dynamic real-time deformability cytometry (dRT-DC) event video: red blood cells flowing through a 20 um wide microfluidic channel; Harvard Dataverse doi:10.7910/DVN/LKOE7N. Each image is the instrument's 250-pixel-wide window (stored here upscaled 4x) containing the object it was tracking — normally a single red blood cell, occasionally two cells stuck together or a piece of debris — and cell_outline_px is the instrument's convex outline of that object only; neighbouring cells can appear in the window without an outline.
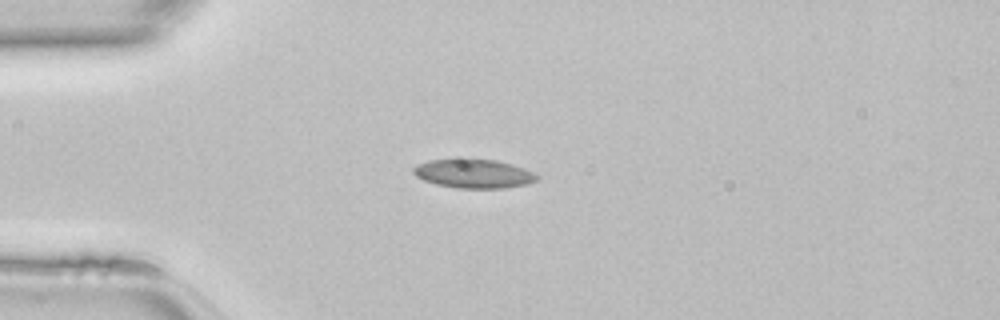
{"species": "common noctule bat (a hibernating species)", "species_latin": "Nyctalus noctula", "temperature_condition": "room temperature", "stored_images_in_passage": 36, "camera_frame_rate_fps": 3000, "um_per_image_px": 0.085, "animal": {"sex": "female", "body_mass_g": 22.7, "forearm_length_mm": 54.2}, "frame": {"image": 1, "passage_image": 1, "time_ms": 0.0, "image_size_px": [1000, 320], "cell_outline_px": [[540, 180], [528, 184], [504, 188], [456, 188], [436, 184], [424, 180], [416, 176], [412, 172], [412, 168], [416, 164], [428, 160], [464, 156], [468, 156], [496, 160], [512, 164], [524, 168], [540, 176]], "centroid_in_image_um": [40.25, 14.71], "position_along_channel_um": 44.8, "area_um2": 21.79}}
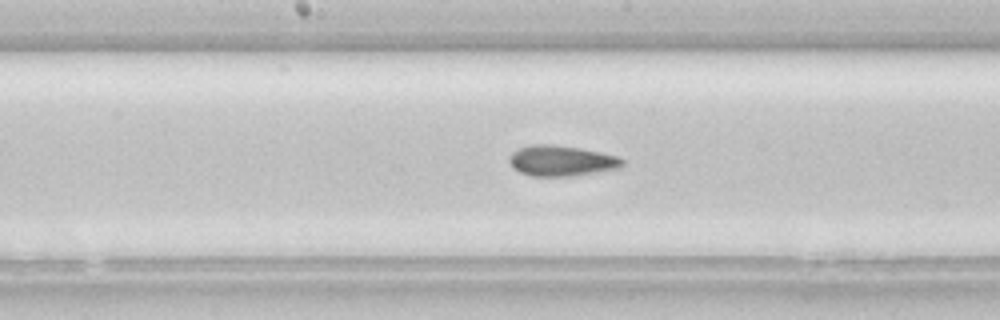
{"frame": {"image": 2, "passage_image": 13, "time_ms": 4.0, "image_size_px": [1000, 320], "cell_outline_px": [[624, 164], [616, 168], [568, 176], [532, 176], [520, 172], [508, 160], [508, 156], [512, 152], [520, 148], [532, 144], [556, 144], [580, 148], [600, 152], [616, 156], [624, 160]], "centroid_in_image_um": [47.68, 13.64], "position_along_channel_um": 200.5, "area_um2": 19.83}}
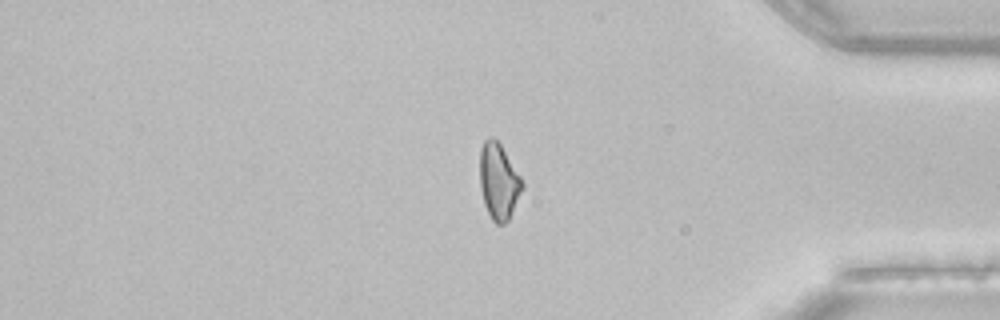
{"frame": {"image": 3, "passage_image": 28, "time_ms": 9.0, "image_size_px": [1000, 320], "cell_outline_px": [[524, 188], [508, 220], [504, 224], [496, 224], [492, 220], [484, 204], [480, 188], [480, 148], [484, 140], [488, 136], [492, 136], [500, 144], [520, 176], [524, 184]], "centroid_in_image_um": [42.38, 15.42], "position_along_channel_um": 392.8, "area_um2": 18.79}}